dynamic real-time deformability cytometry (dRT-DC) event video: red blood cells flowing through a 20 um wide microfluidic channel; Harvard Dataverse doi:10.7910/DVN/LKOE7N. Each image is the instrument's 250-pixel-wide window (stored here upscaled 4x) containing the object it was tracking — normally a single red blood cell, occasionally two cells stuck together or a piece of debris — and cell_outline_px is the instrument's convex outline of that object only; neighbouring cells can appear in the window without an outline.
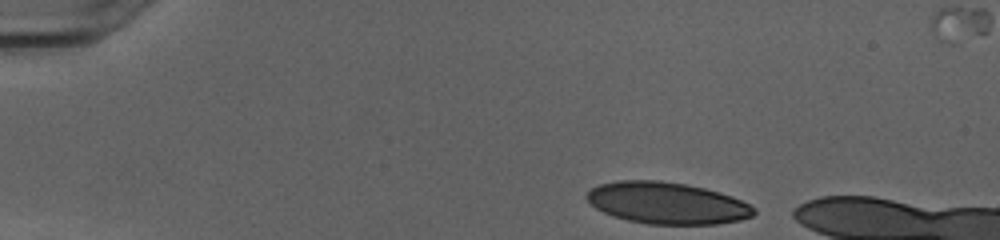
{"species": "human", "species_latin": "Homo sapiens", "temperature_condition": "cold", "stored_images_in_passage": 35, "camera_frame_rate_fps": 3000, "um_per_image_px": 0.085, "donor": {"sex": "female"}, "frame": {"image": 1, "passage_image": 1, "time_ms": 0.0, "image_size_px": [1000, 240], "cell_outline_px": [[756, 212], [752, 216], [740, 220], [716, 224], [648, 224], [628, 220], [604, 212], [596, 208], [584, 196], [592, 188], [600, 184], [620, 180], [660, 180], [684, 184], [704, 188], [720, 192], [732, 196], [756, 208]], "centroid_in_image_um": [56.71, 17.26], "position_along_channel_um": 28.3, "area_um2": 40.4}}
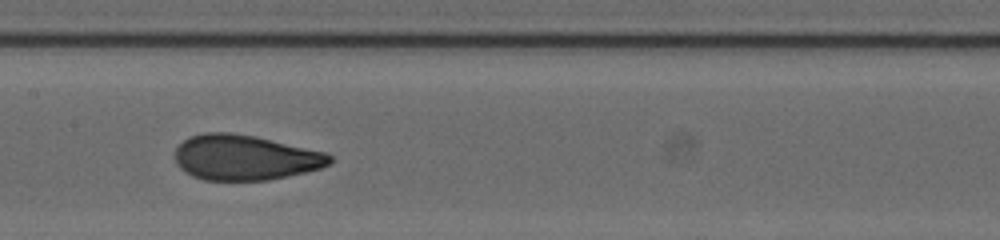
{"frame": {"image": 2, "passage_image": 19, "time_ms": 6.0, "image_size_px": [1000, 240], "cell_outline_px": [[332, 160], [328, 164], [320, 168], [288, 176], [268, 180], [204, 180], [192, 176], [184, 172], [176, 164], [176, 148], [188, 136], [204, 132], [228, 132], [256, 136], [328, 152], [332, 156]], "centroid_in_image_um": [20.82, 13.38], "position_along_channel_um": 186.6, "area_um2": 41.04}}
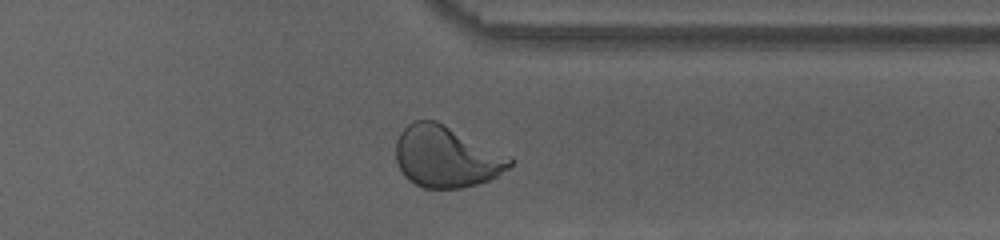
{"frame": {"image": 3, "passage_image": 33, "time_ms": 10.667, "image_size_px": [1000, 240], "cell_outline_px": [[512, 164], [508, 168], [496, 176], [488, 180], [476, 184], [460, 188], [424, 188], [408, 180], [404, 176], [396, 160], [396, 140], [400, 132], [412, 120], [436, 120], [512, 156]], "centroid_in_image_um": [37.93, 13.31], "position_along_channel_um": 373.5, "area_um2": 40.86}, "authors_computed_cell_mechanics": {"area_um2": 40.9802, "velocity_mm_per_s": 4.0249, "shape_relaxation_time_tau1_ms": 6.8131, "shape_relaxation_time_tau2_ms": null, "deformation_change_tau1": 0.2402, "deformation_change_tau2": null}}